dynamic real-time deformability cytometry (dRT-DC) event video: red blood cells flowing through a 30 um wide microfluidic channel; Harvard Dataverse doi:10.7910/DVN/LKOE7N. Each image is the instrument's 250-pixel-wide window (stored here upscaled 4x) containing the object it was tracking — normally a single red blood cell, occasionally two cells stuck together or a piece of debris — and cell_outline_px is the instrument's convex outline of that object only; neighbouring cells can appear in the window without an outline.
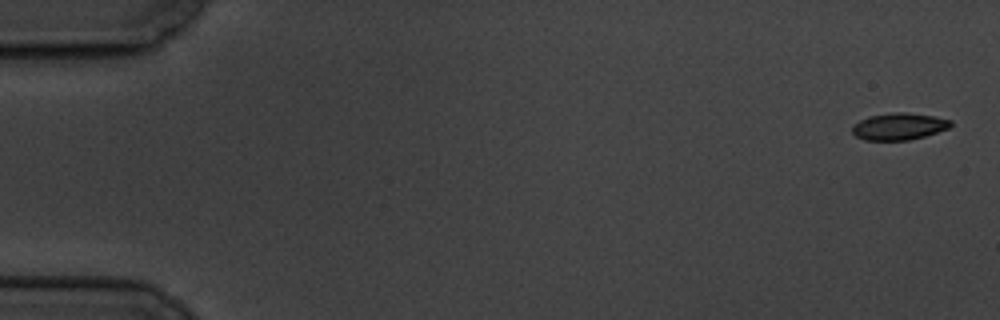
{"species": "common noctule bat (a hibernating species)", "species_latin": "Nyctalus noctula", "temperature_condition": "cold", "stored_images_in_passage": 6, "camera_frame_rate_fps": 3000, "um_per_image_px": 0.085, "animal": {"sex": "male", "body_mass_g": 19.5, "forearm_length_mm": 54.6}, "frame": {"image": 1, "passage_image": 1, "time_ms": 0.0, "image_size_px": [1000, 320], "cell_outline_px": [[952, 124], [948, 128], [924, 136], [908, 140], [864, 140], [856, 136], [852, 132], [852, 124], [868, 116], [896, 112], [904, 112], [936, 116], [952, 120]], "centroid_in_image_um": [76.39, 10.74], "position_along_channel_um": 8.6, "area_um2": 15.43}}
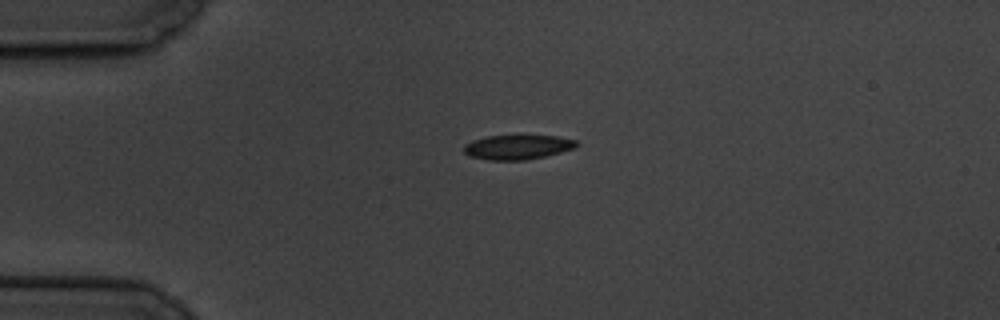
{"frame": {"image": 2, "passage_image": 4, "time_ms": 4.333, "image_size_px": [1000, 320], "cell_outline_px": [[580, 144], [576, 148], [544, 156], [524, 160], [488, 160], [468, 156], [464, 152], [464, 144], [472, 140], [488, 136], [520, 132], [556, 136], [576, 140]], "centroid_in_image_um": [44.0, 12.45], "position_along_channel_um": 41.0, "area_um2": 17.05}}
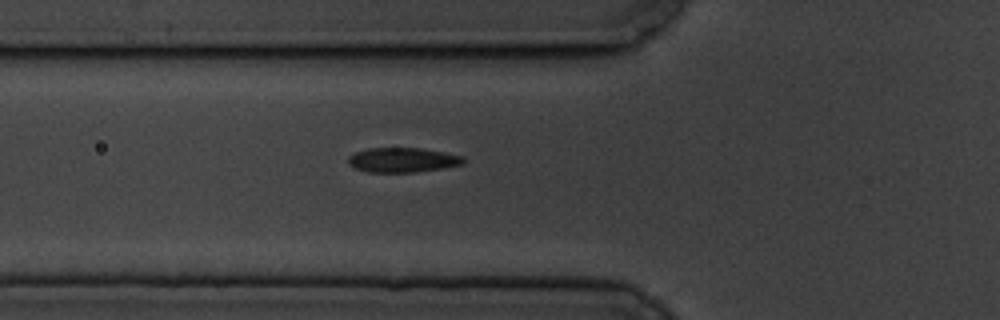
{"frame": {"image": 3, "passage_image": 6, "time_ms": 6.667, "image_size_px": [1000, 320], "cell_outline_px": [[464, 164], [444, 168], [416, 172], [368, 172], [356, 168], [348, 164], [348, 156], [356, 152], [368, 148], [420, 148], [464, 156]], "centroid_in_image_um": [34.22, 13.6], "position_along_channel_um": 91.6, "area_um2": 16.53}}